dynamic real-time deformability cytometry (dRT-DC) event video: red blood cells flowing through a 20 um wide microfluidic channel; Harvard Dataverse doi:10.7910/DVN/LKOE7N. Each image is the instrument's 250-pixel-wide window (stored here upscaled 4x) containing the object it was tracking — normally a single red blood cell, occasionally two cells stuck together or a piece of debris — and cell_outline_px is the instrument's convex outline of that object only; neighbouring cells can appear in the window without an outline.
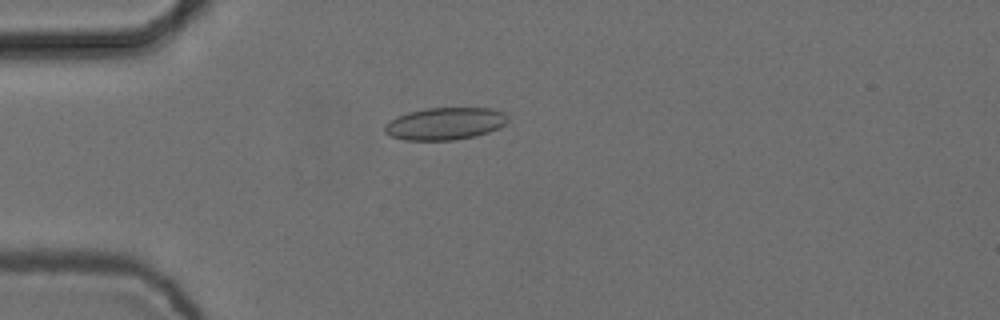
{"species": "common noctule bat (a hibernating species)", "species_latin": "Nyctalus noctula", "temperature_condition": "cold", "stored_images_in_passage": 3, "camera_frame_rate_fps": 3000, "um_per_image_px": 0.085, "animal": {"sex": "female", "body_mass_g": 24.6, "forearm_length_mm": 56.2}, "frame": {"image": 1, "passage_image": 1, "time_ms": 0.0, "image_size_px": [1000, 320], "cell_outline_px": [[508, 120], [504, 124], [488, 132], [476, 136], [452, 140], [404, 140], [392, 136], [384, 132], [384, 124], [388, 120], [396, 116], [408, 112], [428, 108], [492, 108], [504, 112], [508, 116]], "centroid_in_image_um": [37.79, 10.5], "position_along_channel_um": 47.2, "area_um2": 23.24}}
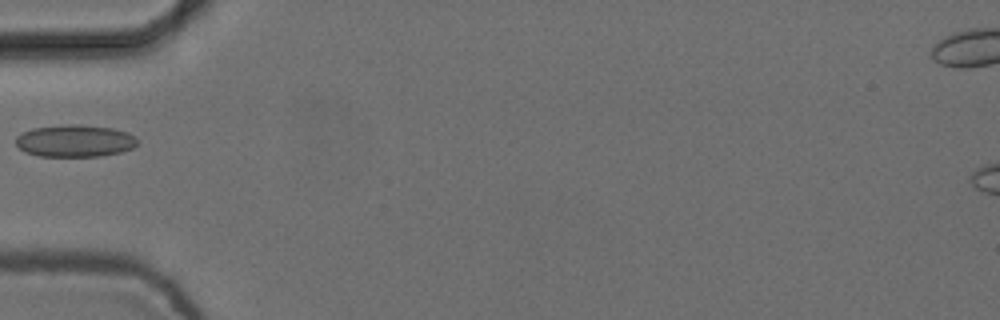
{"frame": {"image": 2, "passage_image": 2, "time_ms": 0.333, "image_size_px": [1000, 320], "cell_outline_px": [[136, 144], [132, 148], [120, 152], [100, 156], [40, 156], [24, 152], [16, 144], [16, 136], [32, 128], [68, 124], [80, 124], [112, 128], [128, 132], [136, 136]], "centroid_in_image_um": [6.36, 11.97], "position_along_channel_um": 78.6, "area_um2": 22.77}}
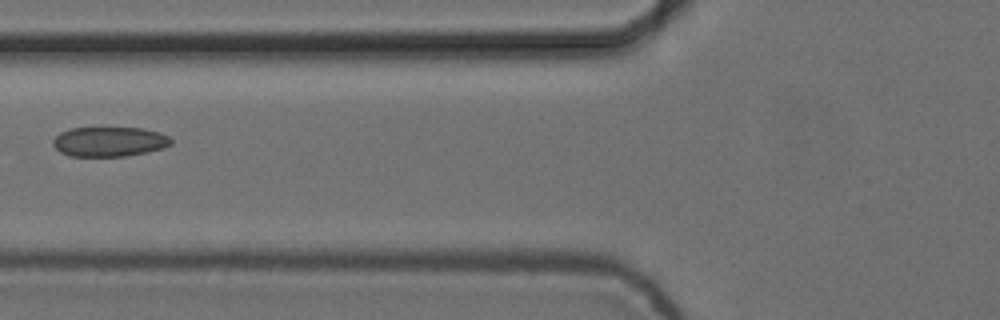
{"frame": {"image": 3, "passage_image": 3, "time_ms": 0.667, "image_size_px": [1000, 320], "cell_outline_px": [[172, 144], [164, 148], [148, 152], [124, 156], [68, 156], [60, 152], [52, 144], [52, 140], [60, 132], [72, 128], [144, 128], [160, 132], [168, 136], [172, 140]], "centroid_in_image_um": [9.31, 12.04], "position_along_channel_um": 116.5, "area_um2": 20.58}}